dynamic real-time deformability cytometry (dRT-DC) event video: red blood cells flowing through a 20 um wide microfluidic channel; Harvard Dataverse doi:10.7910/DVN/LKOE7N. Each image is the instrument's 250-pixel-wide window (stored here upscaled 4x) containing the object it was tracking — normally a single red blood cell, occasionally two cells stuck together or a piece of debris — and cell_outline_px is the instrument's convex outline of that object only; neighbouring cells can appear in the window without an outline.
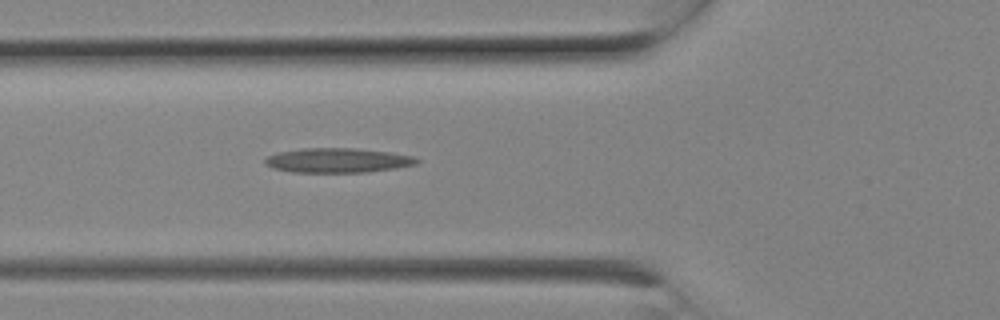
{"species": "Egyptian fruit bat (a non-hibernating species)", "species_latin": "Rousettus aegyptiacus", "temperature_condition": "room temperature", "stored_images_in_passage": 5, "camera_frame_rate_fps": 3000, "um_per_image_px": 0.085, "animal": {"sex": "female"}, "frame": {"image": 1, "passage_image": 5, "time_ms": 1.333, "image_size_px": [1000, 320], "cell_outline_px": [[420, 160], [416, 164], [396, 168], [368, 172], [292, 172], [272, 168], [264, 164], [264, 160], [268, 156], [276, 152], [304, 148], [356, 148], [388, 152], [412, 156]], "centroid_in_image_um": [28.66, 13.63], "position_along_channel_um": 97.1, "area_um2": 21.73}}